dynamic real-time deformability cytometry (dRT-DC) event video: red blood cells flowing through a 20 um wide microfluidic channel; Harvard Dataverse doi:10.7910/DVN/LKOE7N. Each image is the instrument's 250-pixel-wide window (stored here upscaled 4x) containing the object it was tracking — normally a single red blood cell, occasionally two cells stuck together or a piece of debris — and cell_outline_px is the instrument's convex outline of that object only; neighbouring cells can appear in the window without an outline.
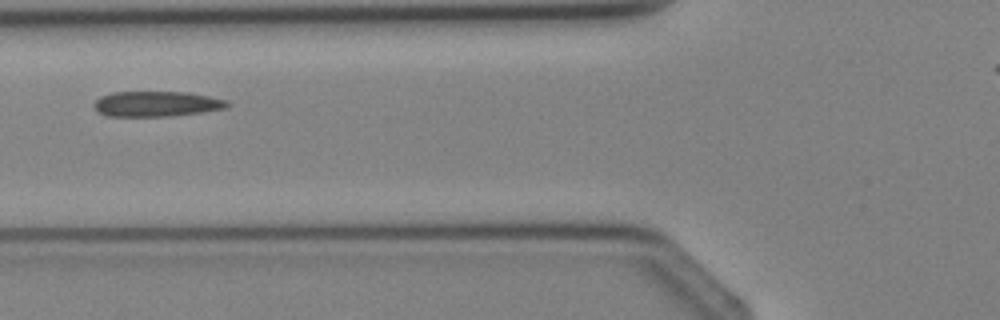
{"species": "Egyptian fruit bat (a non-hibernating species)", "species_latin": "Rousettus aegyptiacus", "temperature_condition": "cold", "stored_images_in_passage": 5, "camera_frame_rate_fps": 3000, "um_per_image_px": 0.085, "animal": {"sex": "female"}, "frame": {"image": 1, "passage_image": 5, "time_ms": 4.667, "image_size_px": [1000, 320], "cell_outline_px": [[232, 104], [228, 108], [200, 112], [168, 116], [108, 116], [100, 112], [92, 104], [100, 96], [112, 92], [188, 92], [228, 100]], "centroid_in_image_um": [13.34, 8.82], "position_along_channel_um": 112.5, "area_um2": 19.65}}